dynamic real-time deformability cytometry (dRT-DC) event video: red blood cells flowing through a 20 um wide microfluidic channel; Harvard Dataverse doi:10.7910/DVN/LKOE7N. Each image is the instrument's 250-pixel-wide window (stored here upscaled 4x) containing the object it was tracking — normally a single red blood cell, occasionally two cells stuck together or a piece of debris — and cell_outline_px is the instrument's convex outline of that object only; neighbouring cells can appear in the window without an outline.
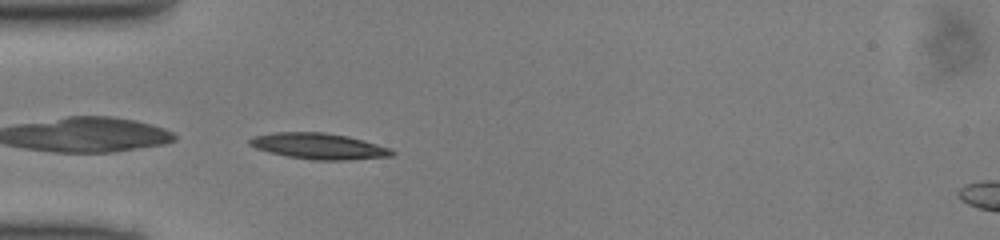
{"species": "common noctule bat (a hibernating species)", "species_latin": "Nyctalus noctula", "temperature_condition": "cold", "stored_images_in_passage": 35, "camera_frame_rate_fps": 3000, "um_per_image_px": 0.085, "animal": {"sex": "male", "body_mass_g": 13.0, "forearm_length_mm": 53.1}, "frame": {"image": 1, "passage_image": 1, "time_ms": 0.0, "image_size_px": [1000, 240], "cell_outline_px": [[396, 152], [392, 156], [344, 160], [312, 160], [288, 156], [268, 152], [256, 148], [248, 144], [248, 140], [252, 136], [276, 132], [324, 132], [348, 136], [364, 140], [392, 148]], "centroid_in_image_um": [27.11, 12.42], "position_along_channel_um": 57.9, "area_um2": 21.68}}
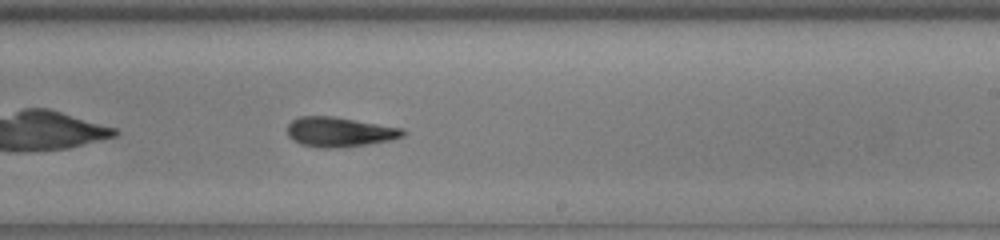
{"frame": {"image": 2, "passage_image": 16, "time_ms": 5.0, "image_size_px": [1000, 240], "cell_outline_px": [[408, 132], [404, 136], [392, 140], [368, 144], [336, 148], [320, 148], [300, 144], [292, 140], [288, 136], [288, 124], [292, 120], [300, 116], [332, 116], [404, 128]], "centroid_in_image_um": [28.88, 11.22], "position_along_channel_um": 260.1, "area_um2": 20.23}}
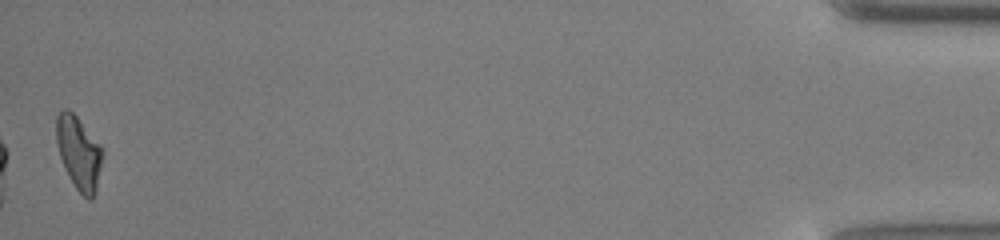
{"frame": {"image": 3, "passage_image": 35, "time_ms": 11.333, "image_size_px": [1000, 240], "cell_outline_px": [[104, 152], [96, 192], [92, 200], [88, 200], [76, 188], [64, 168], [56, 144], [56, 116], [64, 108], [68, 108], [76, 116], [104, 148]], "centroid_in_image_um": [6.71, 12.99], "position_along_channel_um": 428.5, "area_um2": 19.88}}